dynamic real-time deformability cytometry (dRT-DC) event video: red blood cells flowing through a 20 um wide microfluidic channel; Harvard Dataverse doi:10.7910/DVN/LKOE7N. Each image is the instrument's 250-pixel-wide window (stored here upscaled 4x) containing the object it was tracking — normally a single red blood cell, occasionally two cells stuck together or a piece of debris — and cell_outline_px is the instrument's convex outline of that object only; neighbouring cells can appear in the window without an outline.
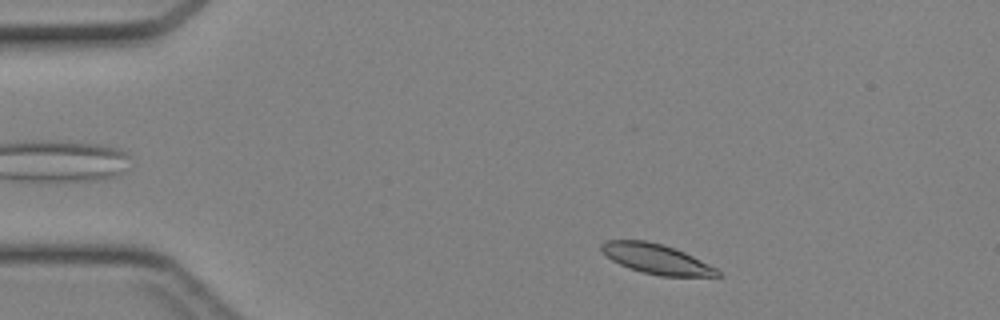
{"species": "Egyptian fruit bat (a non-hibernating species)", "species_latin": "Rousettus aegyptiacus", "temperature_condition": "cold", "stored_images_in_passage": 39, "camera_frame_rate_fps": 3000, "um_per_image_px": 0.085, "animal": {"sex": "female"}, "frame": {"image": 1, "passage_image": 2, "time_ms": 0.333, "image_size_px": [1000, 320], "cell_outline_px": [[720, 276], [660, 276], [644, 272], [620, 264], [612, 260], [600, 248], [600, 244], [604, 240], [644, 240], [664, 244], [676, 248], [716, 268], [720, 272]], "centroid_in_image_um": [55.78, 21.99], "position_along_channel_um": 29.2, "area_um2": 19.94}}
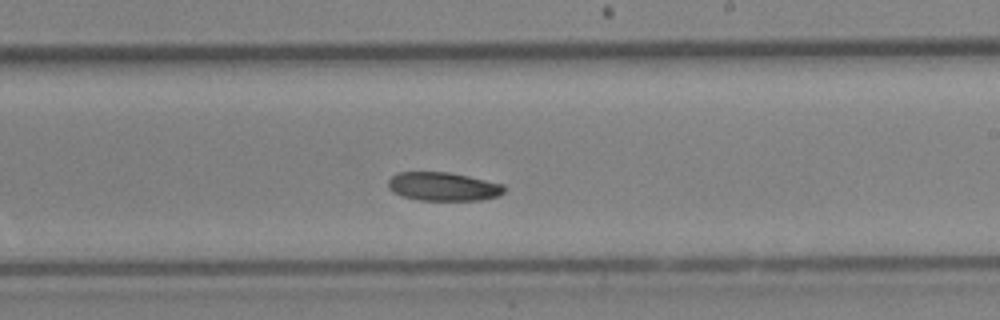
{"frame": {"image": 2, "passage_image": 21, "time_ms": 6.667, "image_size_px": [1000, 320], "cell_outline_px": [[504, 192], [496, 196], [480, 200], [420, 200], [404, 196], [392, 192], [388, 188], [388, 180], [396, 172], [448, 172], [468, 176], [504, 184]], "centroid_in_image_um": [37.64, 15.85], "position_along_channel_um": 251.4, "area_um2": 19.25}}
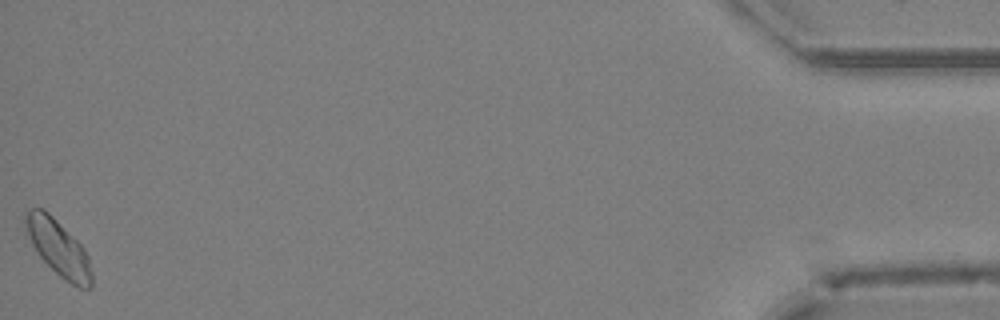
{"frame": {"image": 3, "passage_image": 39, "time_ms": 12.667, "image_size_px": [1000, 320], "cell_outline_px": [[92, 288], [80, 288], [64, 280], [36, 252], [32, 244], [24, 224], [24, 212], [28, 208], [44, 208], [84, 248], [88, 256], [92, 272]], "centroid_in_image_um": [4.96, 21.06], "position_along_channel_um": 430.2, "area_um2": 21.39}}